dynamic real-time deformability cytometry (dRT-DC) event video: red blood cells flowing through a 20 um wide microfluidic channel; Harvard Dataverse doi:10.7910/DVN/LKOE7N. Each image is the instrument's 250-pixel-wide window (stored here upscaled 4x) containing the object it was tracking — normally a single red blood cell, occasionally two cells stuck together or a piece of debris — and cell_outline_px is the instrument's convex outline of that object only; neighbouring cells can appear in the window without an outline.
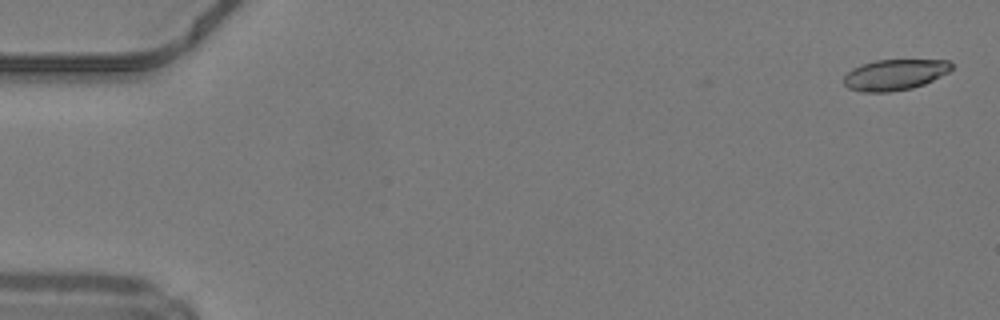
{"species": "common noctule bat (a hibernating species)", "species_latin": "Nyctalus noctula", "temperature_condition": "warm", "stored_images_in_passage": 50, "camera_frame_rate_fps": 3000, "um_per_image_px": 0.085, "animal": {"sex": "male", "body_mass_g": 19.2, "forearm_length_mm": 51.8}, "frame": {"image": 1, "passage_image": 2, "time_ms": 0.333, "image_size_px": [1000, 320], "cell_outline_px": [[952, 68], [948, 72], [924, 84], [912, 88], [888, 92], [860, 92], [848, 88], [844, 84], [844, 76], [852, 68], [860, 64], [876, 60], [948, 60], [952, 64]], "centroid_in_image_um": [76.02, 6.35], "position_along_channel_um": 9.0, "area_um2": 19.36}}
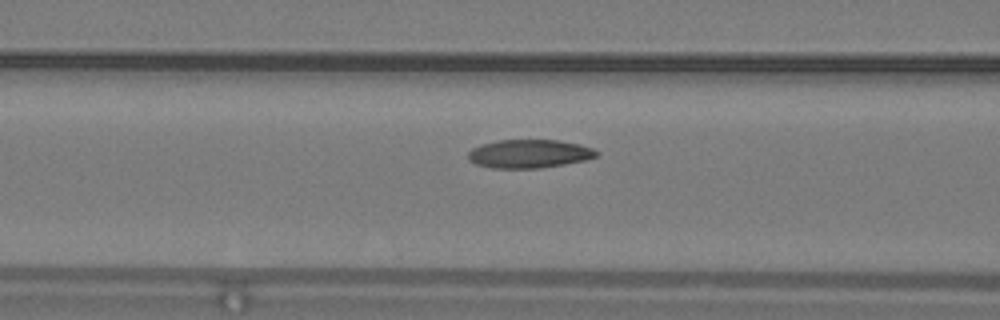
{"frame": {"image": 2, "passage_image": 21, "time_ms": 6.667, "image_size_px": [1000, 320], "cell_outline_px": [[600, 152], [596, 156], [584, 160], [564, 164], [540, 168], [492, 168], [476, 164], [468, 160], [468, 152], [472, 148], [480, 144], [496, 140], [556, 140], [580, 144], [592, 148]], "centroid_in_image_um": [44.95, 13.06], "position_along_channel_um": 121.7, "area_um2": 21.33}}
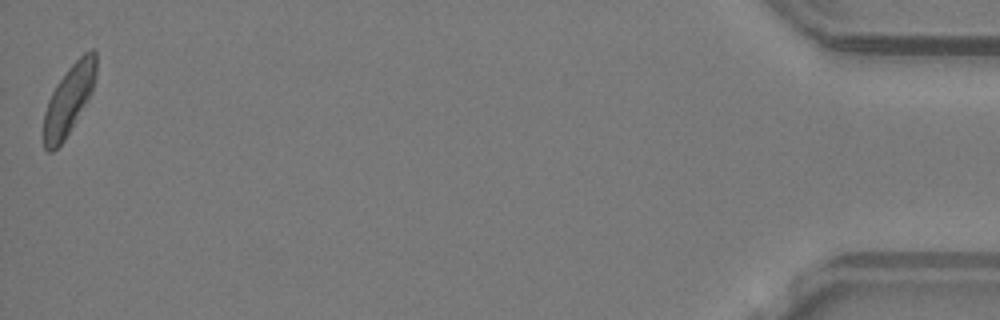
{"frame": {"image": 3, "passage_image": 50, "time_ms": 16.333, "image_size_px": [1000, 320], "cell_outline_px": [[96, 76], [92, 92], [88, 100], [64, 140], [52, 152], [48, 152], [44, 148], [44, 112], [48, 100], [56, 84], [68, 68], [84, 52], [92, 48], [96, 48]], "centroid_in_image_um": [5.87, 8.44], "position_along_channel_um": 429.3, "area_um2": 21.21}, "authors_computed_cell_mechanics": {"area_um2": 21.1259, "velocity_mm_per_s": 4.1859, "shape_relaxation_time_tau1_ms": 3.5528, "shape_relaxation_time_tau2_ms": 6.6924, "deformation_change_tau1": 0.1198, "deformation_change_tau2": 0.1205}}